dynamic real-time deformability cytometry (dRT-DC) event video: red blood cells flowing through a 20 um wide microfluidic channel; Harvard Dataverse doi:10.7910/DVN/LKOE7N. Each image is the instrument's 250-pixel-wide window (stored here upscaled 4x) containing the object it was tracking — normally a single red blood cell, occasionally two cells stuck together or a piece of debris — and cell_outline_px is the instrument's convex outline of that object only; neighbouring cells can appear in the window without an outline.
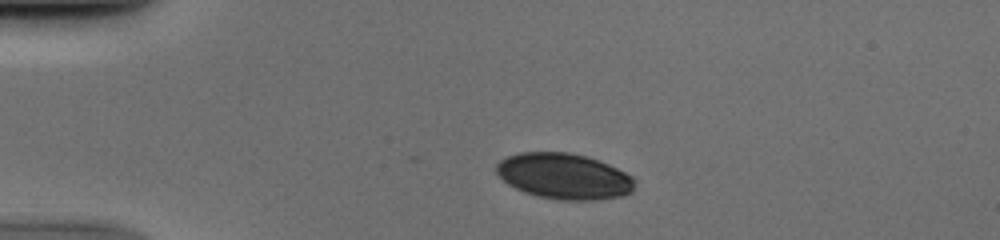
{"species": "human", "species_latin": "Homo sapiens", "temperature_condition": "cold", "stored_images_in_passage": 41, "camera_frame_rate_fps": 3000, "um_per_image_px": 0.085, "donor": {"sex": "male"}, "frame": {"image": 1, "passage_image": 1, "time_ms": 0.0, "image_size_px": [1000, 240], "cell_outline_px": [[636, 184], [632, 192], [620, 196], [596, 200], [560, 200], [536, 196], [524, 192], [508, 184], [496, 172], [496, 164], [500, 160], [508, 156], [520, 152], [568, 152], [588, 156], [608, 164], [632, 176]], "centroid_in_image_um": [47.95, 14.98], "position_along_channel_um": 37.1, "area_um2": 36.99}}
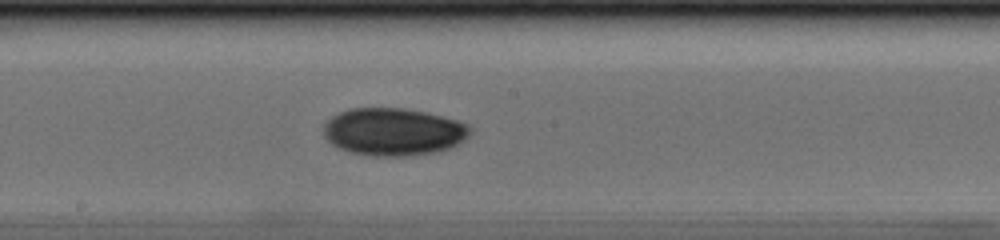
{"frame": {"image": 2, "passage_image": 18, "time_ms": 5.667, "image_size_px": [1000, 240], "cell_outline_px": [[472, 132], [464, 140], [448, 148], [432, 152], [408, 156], [372, 156], [352, 152], [340, 148], [332, 144], [324, 136], [324, 124], [332, 116], [348, 108], [404, 108], [424, 112], [456, 120], [468, 124], [472, 128]], "centroid_in_image_um": [33.43, 11.19], "position_along_channel_um": 214.8, "area_um2": 40.4}}
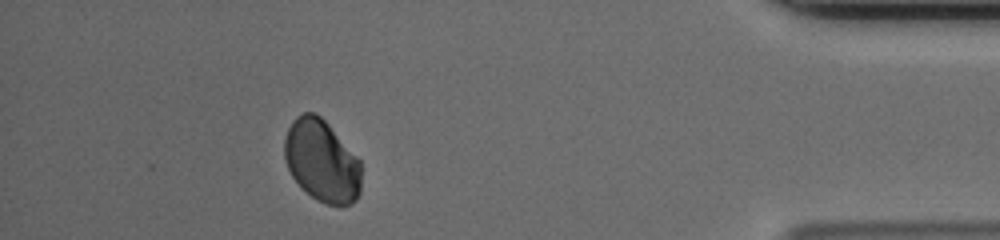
{"frame": {"image": 3, "passage_image": 36, "time_ms": 11.667, "image_size_px": [1000, 240], "cell_outline_px": [[360, 192], [356, 200], [352, 204], [340, 208], [324, 204], [316, 200], [300, 188], [292, 176], [284, 160], [284, 140], [288, 128], [292, 120], [296, 116], [304, 112], [316, 112], [328, 124], [360, 160]], "centroid_in_image_um": [27.34, 13.72], "position_along_channel_um": 407.9, "area_um2": 37.28}}